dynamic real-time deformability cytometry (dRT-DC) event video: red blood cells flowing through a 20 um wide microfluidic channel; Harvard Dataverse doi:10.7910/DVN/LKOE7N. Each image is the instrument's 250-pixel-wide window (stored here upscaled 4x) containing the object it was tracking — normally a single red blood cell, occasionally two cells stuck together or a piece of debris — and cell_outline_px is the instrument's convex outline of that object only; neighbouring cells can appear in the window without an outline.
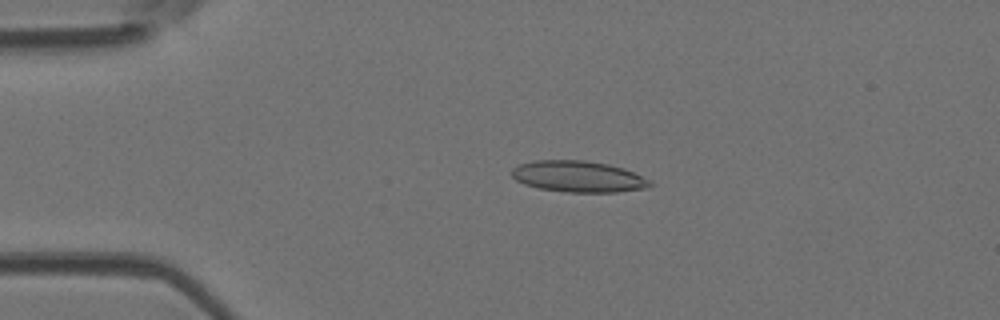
{"species": "Egyptian fruit bat (a non-hibernating species)", "species_latin": "Rousettus aegyptiacus", "temperature_condition": "room temperature", "stored_images_in_passage": 4, "camera_frame_rate_fps": 3000, "um_per_image_px": 0.085, "animal": {"sex": "female"}, "frame": {"image": 1, "passage_image": 3, "time_ms": 0.667, "image_size_px": [1000, 320], "cell_outline_px": [[652, 184], [648, 188], [616, 192], [564, 192], [540, 188], [524, 184], [516, 180], [512, 176], [512, 168], [520, 164], [532, 160], [584, 160], [608, 164], [624, 168], [652, 180]], "centroid_in_image_um": [49.17, 15.0], "position_along_channel_um": 35.8, "area_um2": 25.32}}